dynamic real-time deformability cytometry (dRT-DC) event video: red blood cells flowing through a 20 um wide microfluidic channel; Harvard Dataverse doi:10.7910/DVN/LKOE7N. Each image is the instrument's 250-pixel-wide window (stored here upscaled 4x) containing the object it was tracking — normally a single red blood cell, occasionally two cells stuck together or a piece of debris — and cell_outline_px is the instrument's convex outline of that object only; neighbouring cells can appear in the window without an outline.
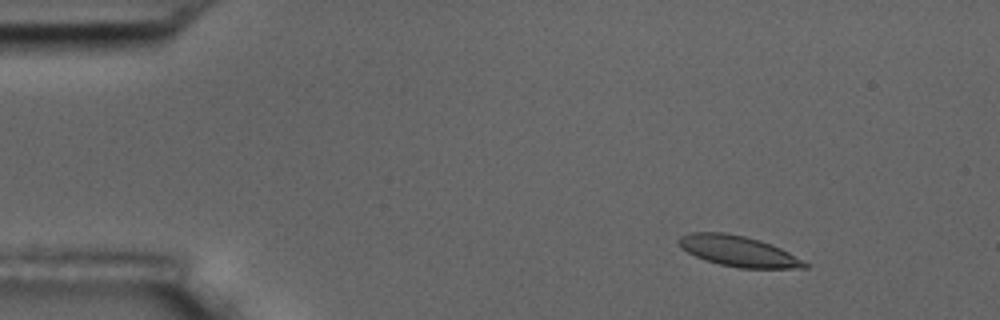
{"species": "common noctule bat (a hibernating species)", "species_latin": "Nyctalus noctula", "temperature_condition": "room temperature", "stored_images_in_passage": 6, "camera_frame_rate_fps": 3000, "um_per_image_px": 0.085, "animal": {"sex": "male", "body_mass_g": 17.5, "forearm_length_mm": 52.3}, "frame": {"image": 1, "passage_image": 3, "time_ms": 2.333, "image_size_px": [1000, 320], "cell_outline_px": [[812, 264], [808, 268], [740, 268], [720, 264], [704, 260], [680, 248], [676, 240], [680, 236], [692, 232], [724, 232], [744, 236], [760, 240], [772, 244]], "centroid_in_image_um": [62.77, 21.35], "position_along_channel_um": 22.2, "area_um2": 22.66}}
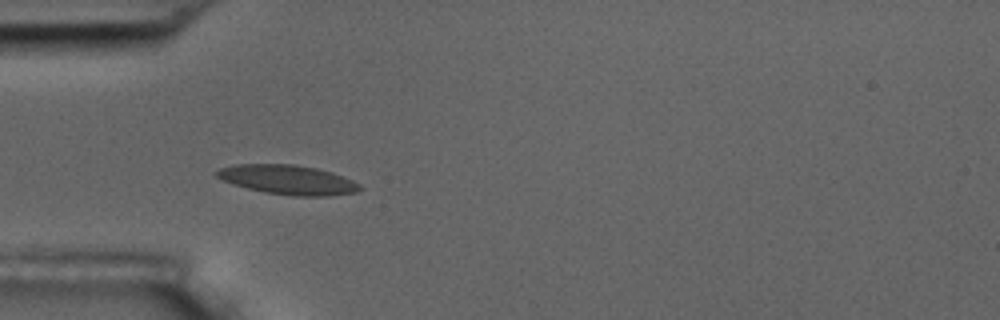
{"frame": {"image": 2, "passage_image": 6, "time_ms": 5.667, "image_size_px": [1000, 320], "cell_outline_px": [[364, 188], [356, 192], [328, 196], [292, 196], [264, 192], [232, 184], [216, 176], [212, 172], [220, 168], [236, 164], [296, 164], [316, 168], [332, 172], [352, 180], [360, 184]], "centroid_in_image_um": [24.47, 15.28], "position_along_channel_um": 60.5, "area_um2": 24.68}}